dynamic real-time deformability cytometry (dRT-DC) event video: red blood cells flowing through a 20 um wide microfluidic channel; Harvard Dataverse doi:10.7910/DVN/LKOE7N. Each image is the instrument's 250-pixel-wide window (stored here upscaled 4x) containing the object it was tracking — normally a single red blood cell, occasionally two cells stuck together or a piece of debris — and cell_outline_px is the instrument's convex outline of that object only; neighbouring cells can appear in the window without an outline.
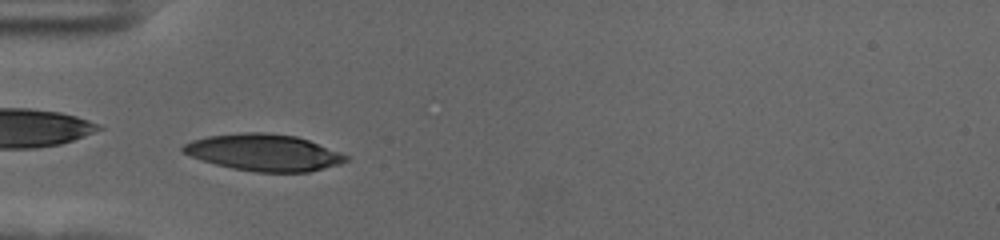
{"species": "human", "species_latin": "Homo sapiens", "temperature_condition": "cold", "stored_images_in_passage": 49, "camera_frame_rate_fps": 3000, "um_per_image_px": 0.085, "donor": {"sex": "female"}, "frame": {"image": 1, "passage_image": 12, "time_ms": 3.667, "image_size_px": [1000, 240], "cell_outline_px": [[348, 160], [340, 164], [308, 172], [256, 172], [232, 168], [216, 164], [192, 156], [184, 152], [180, 148], [184, 144], [192, 140], [208, 136], [244, 132], [264, 132], [296, 136], [308, 140], [340, 152], [348, 156]], "centroid_in_image_um": [22.44, 12.96], "position_along_channel_um": 62.6, "area_um2": 34.56}}
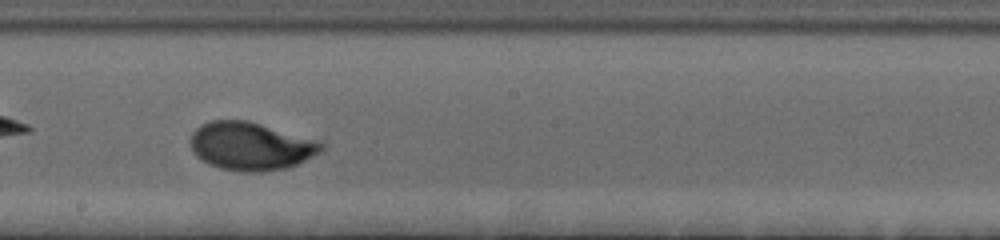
{"frame": {"image": 2, "passage_image": 26, "time_ms": 8.333, "image_size_px": [1000, 240], "cell_outline_px": [[324, 148], [320, 152], [288, 168], [264, 172], [240, 172], [220, 168], [208, 164], [200, 160], [192, 152], [188, 140], [192, 132], [200, 124], [212, 120], [248, 120], [324, 140]], "centroid_in_image_um": [21.32, 12.41], "position_along_channel_um": 226.9, "area_um2": 37.69}}
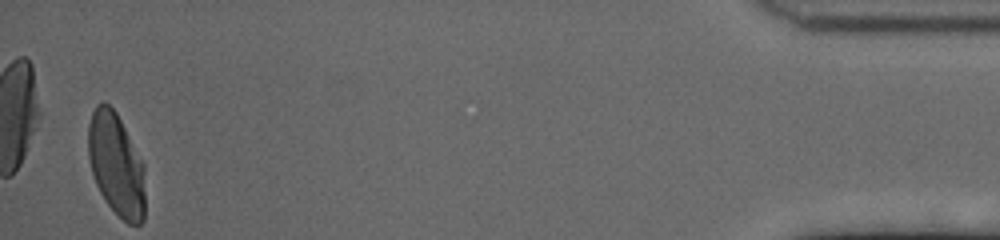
{"frame": {"image": 3, "passage_image": 49, "time_ms": 16.0, "image_size_px": [1000, 240], "cell_outline_px": [[144, 220], [140, 224], [128, 224], [104, 200], [96, 184], [92, 172], [88, 156], [88, 124], [92, 112], [96, 104], [104, 100], [116, 112], [144, 164]], "centroid_in_image_um": [9.87, 13.97], "position_along_channel_um": 425.3, "area_um2": 34.04}, "authors_computed_cell_mechanics": {"area_um2": 34.6222, "velocity_mm_per_s": 3.6013, "shape_relaxation_time_tau1_ms": 3.1886, "shape_relaxation_time_tau2_ms": null, "deformation_change_tau1": 0.1763, "deformation_change_tau2": null}}